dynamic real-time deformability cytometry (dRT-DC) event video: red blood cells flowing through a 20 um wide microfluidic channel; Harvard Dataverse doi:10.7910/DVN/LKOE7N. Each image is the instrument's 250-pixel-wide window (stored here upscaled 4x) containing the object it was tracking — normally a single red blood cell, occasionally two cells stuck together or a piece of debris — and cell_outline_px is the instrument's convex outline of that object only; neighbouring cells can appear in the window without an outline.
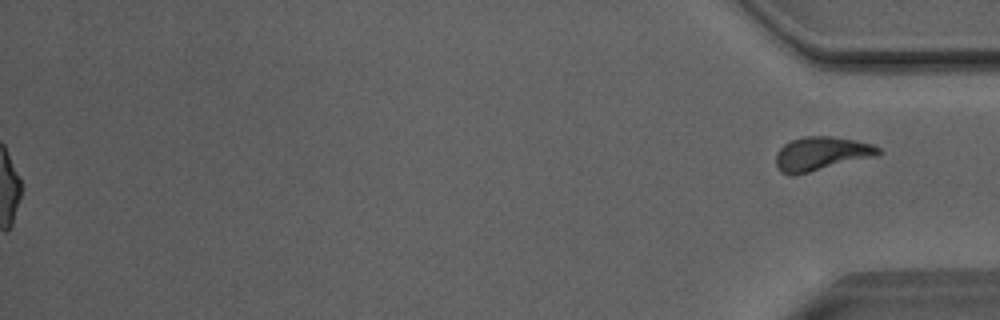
{"species": "Egyptian fruit bat (a non-hibernating species)", "species_latin": "Rousettus aegyptiacus", "temperature_condition": "room temperature", "stored_images_in_passage": 51, "segment_of_instrument_passage": [2, 2], "camera_frame_rate_fps": 3000, "um_per_image_px": 0.085, "animal": {"sex": "male"}, "frame": {"image": 1, "passage_image": 51, "time_ms": 16.667, "image_size_px": [1000, 320], "cell_outline_px": [[880, 152], [876, 156], [792, 176], [780, 172], [776, 164], [776, 152], [784, 144], [792, 140], [804, 136], [832, 136], [872, 144], [880, 148]], "centroid_in_image_um": [69.77, 13.06], "position_along_channel_um": 365.4, "area_um2": 20.0}}